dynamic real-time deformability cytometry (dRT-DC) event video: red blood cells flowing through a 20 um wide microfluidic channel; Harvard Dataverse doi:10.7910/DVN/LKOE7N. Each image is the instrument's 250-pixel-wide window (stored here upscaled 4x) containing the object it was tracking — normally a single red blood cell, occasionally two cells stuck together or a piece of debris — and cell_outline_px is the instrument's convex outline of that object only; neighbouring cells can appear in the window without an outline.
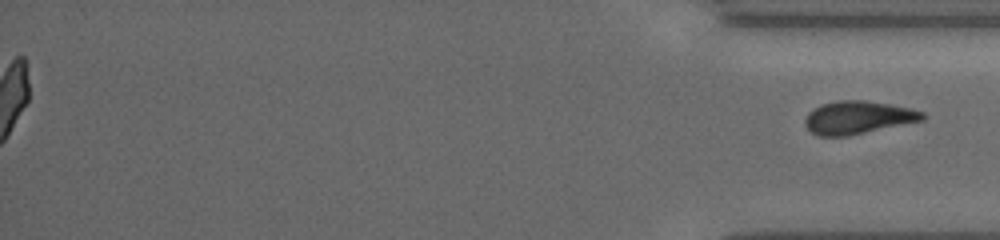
{"species": "common noctule bat (a hibernating species)", "species_latin": "Nyctalus noctula", "temperature_condition": "cold", "stored_images_in_passage": 42, "segment_of_instrument_passage": [2, 2], "camera_frame_rate_fps": 3000, "um_per_image_px": 0.085, "animal": {"sex": "female", "body_mass_g": 19.5, "forearm_length_mm": 54.1}, "frame": {"image": 1, "passage_image": 42, "time_ms": 13.667, "image_size_px": [1000, 240], "cell_outline_px": [[928, 116], [924, 120], [844, 136], [820, 136], [812, 132], [808, 128], [808, 116], [820, 104], [840, 100], [864, 100], [912, 108], [924, 112]], "centroid_in_image_um": [73.02, 9.97], "position_along_channel_um": 362.2, "area_um2": 21.96}}